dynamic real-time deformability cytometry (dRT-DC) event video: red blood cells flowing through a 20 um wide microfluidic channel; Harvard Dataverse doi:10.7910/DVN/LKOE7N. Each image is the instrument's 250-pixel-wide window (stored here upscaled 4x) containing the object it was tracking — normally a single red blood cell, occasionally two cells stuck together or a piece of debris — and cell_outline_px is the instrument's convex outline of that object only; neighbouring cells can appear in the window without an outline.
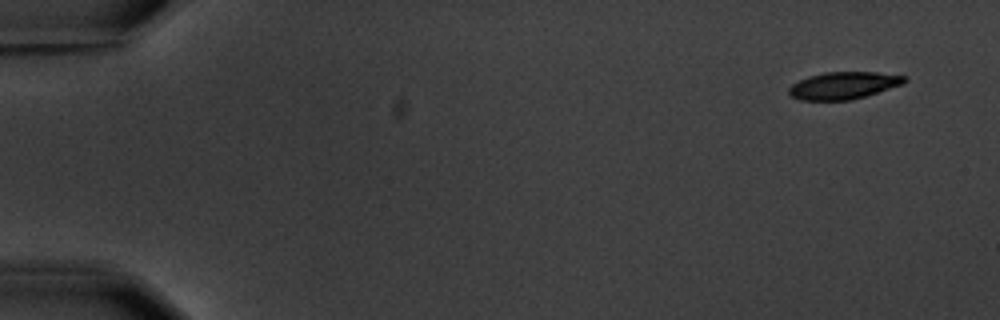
{"species": "common noctule bat (a hibernating species)", "species_latin": "Nyctalus noctula", "temperature_condition": "warm", "stored_images_in_passage": 6, "segment_of_instrument_passage": [1, 2], "camera_frame_rate_fps": 3000, "um_per_image_px": 0.085, "animal": {"sex": "male", "body_mass_g": 20.1, "forearm_length_mm": 53.5}, "frame": {"image": 1, "passage_image": 1, "time_ms": 0.0, "image_size_px": [1000, 320], "cell_outline_px": [[908, 80], [904, 84], [852, 100], [800, 100], [792, 96], [788, 92], [788, 88], [792, 84], [808, 76], [824, 72], [876, 72], [904, 76]], "centroid_in_image_um": [71.7, 7.26], "position_along_channel_um": 13.3, "area_um2": 18.32}}